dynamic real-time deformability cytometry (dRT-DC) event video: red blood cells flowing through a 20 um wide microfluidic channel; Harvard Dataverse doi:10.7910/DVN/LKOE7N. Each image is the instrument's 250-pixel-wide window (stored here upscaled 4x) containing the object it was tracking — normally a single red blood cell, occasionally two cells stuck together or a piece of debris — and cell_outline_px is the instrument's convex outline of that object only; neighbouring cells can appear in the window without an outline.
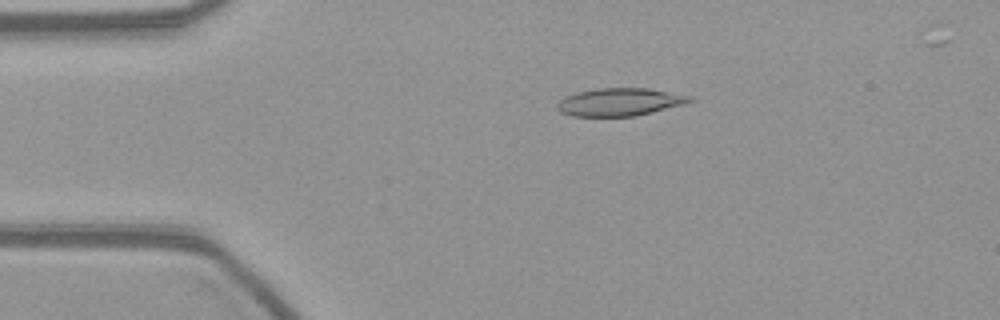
{"species": "common noctule bat (a hibernating species)", "species_latin": "Nyctalus noctula", "temperature_condition": "warm", "stored_images_in_passage": 49, "camera_frame_rate_fps": 3000, "um_per_image_px": 0.085, "animal": {"sex": "female", "body_mass_g": 21.9}, "frame": {"image": 1, "passage_image": 8, "time_ms": 2.333, "image_size_px": [1000, 320], "cell_outline_px": [[696, 100], [684, 104], [636, 116], [572, 116], [560, 112], [556, 108], [556, 104], [564, 96], [596, 88], [648, 88], [692, 96]], "centroid_in_image_um": [52.68, 8.67], "position_along_channel_um": 32.3, "area_um2": 21.5}}
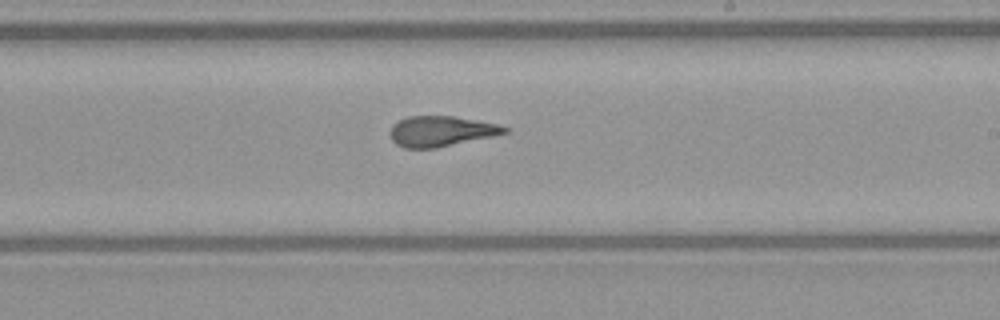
{"frame": {"image": 2, "passage_image": 29, "time_ms": 9.333, "image_size_px": [1000, 320], "cell_outline_px": [[508, 132], [492, 136], [436, 148], [404, 148], [396, 144], [392, 140], [388, 132], [392, 124], [408, 116], [452, 116], [476, 120], [496, 124], [508, 128]], "centroid_in_image_um": [37.43, 11.15], "position_along_channel_um": 251.6, "area_um2": 20.17}}
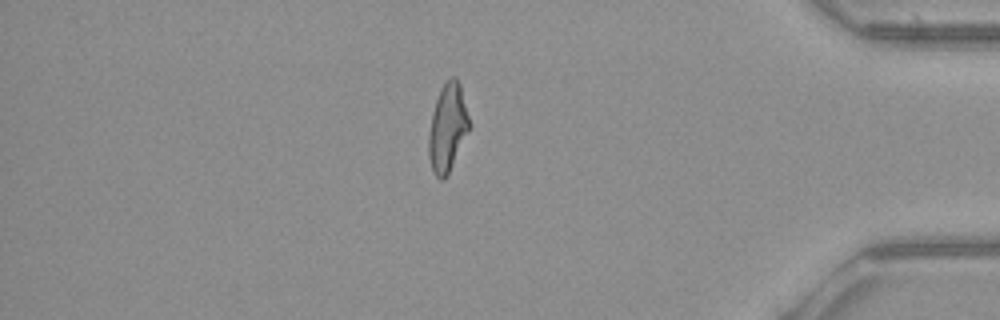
{"frame": {"image": 3, "passage_image": 44, "time_ms": 14.333, "image_size_px": [1000, 320], "cell_outline_px": [[468, 128], [448, 176], [444, 180], [440, 180], [436, 176], [432, 168], [428, 156], [428, 132], [432, 112], [440, 88], [452, 76], [456, 76], [460, 84], [468, 116]], "centroid_in_image_um": [38.0, 10.87], "position_along_channel_um": 397.2, "area_um2": 20.4}}